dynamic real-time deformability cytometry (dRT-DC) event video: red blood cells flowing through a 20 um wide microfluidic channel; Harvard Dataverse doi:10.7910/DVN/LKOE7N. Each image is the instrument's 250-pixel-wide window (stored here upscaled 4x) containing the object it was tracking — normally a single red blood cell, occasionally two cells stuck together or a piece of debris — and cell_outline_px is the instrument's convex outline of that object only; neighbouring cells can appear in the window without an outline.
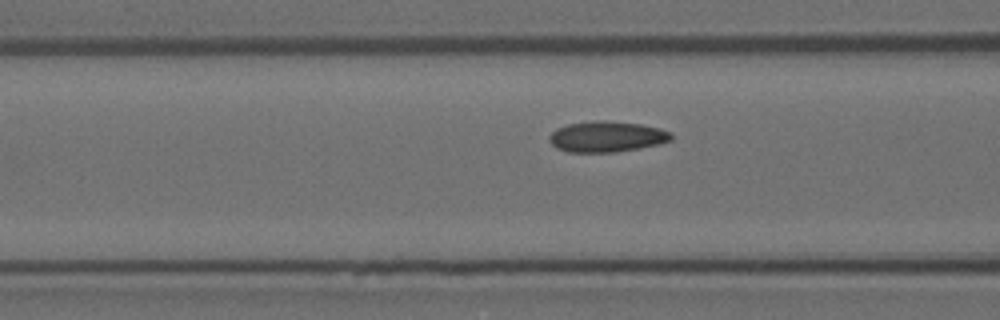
{"species": "Egyptian fruit bat (a non-hibernating species)", "species_latin": "Rousettus aegyptiacus", "temperature_condition": "room temperature", "stored_images_in_passage": 15, "camera_frame_rate_fps": 3000, "um_per_image_px": 0.085, "animal": {"sex": "female"}, "frame": {"image": 1, "passage_image": 9, "time_ms": 2.667, "image_size_px": [1000, 320], "cell_outline_px": [[672, 140], [660, 144], [640, 148], [616, 152], [568, 152], [556, 148], [548, 140], [548, 136], [556, 128], [568, 124], [596, 120], [604, 120], [640, 124], [660, 128], [672, 132]], "centroid_in_image_um": [51.58, 11.61], "position_along_channel_um": 115.0, "area_um2": 22.08}}
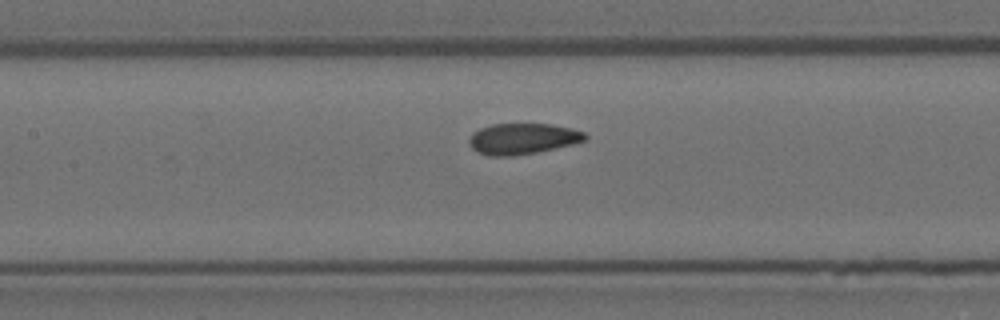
{"frame": {"image": 2, "passage_image": 13, "time_ms": 4.0, "image_size_px": [1000, 320], "cell_outline_px": [[588, 136], [584, 140], [572, 144], [536, 152], [512, 156], [488, 156], [476, 152], [468, 144], [468, 140], [472, 132], [480, 128], [492, 124], [552, 124], [572, 128], [584, 132]], "centroid_in_image_um": [44.37, 11.79], "position_along_channel_um": 163.0, "area_um2": 20.98}}